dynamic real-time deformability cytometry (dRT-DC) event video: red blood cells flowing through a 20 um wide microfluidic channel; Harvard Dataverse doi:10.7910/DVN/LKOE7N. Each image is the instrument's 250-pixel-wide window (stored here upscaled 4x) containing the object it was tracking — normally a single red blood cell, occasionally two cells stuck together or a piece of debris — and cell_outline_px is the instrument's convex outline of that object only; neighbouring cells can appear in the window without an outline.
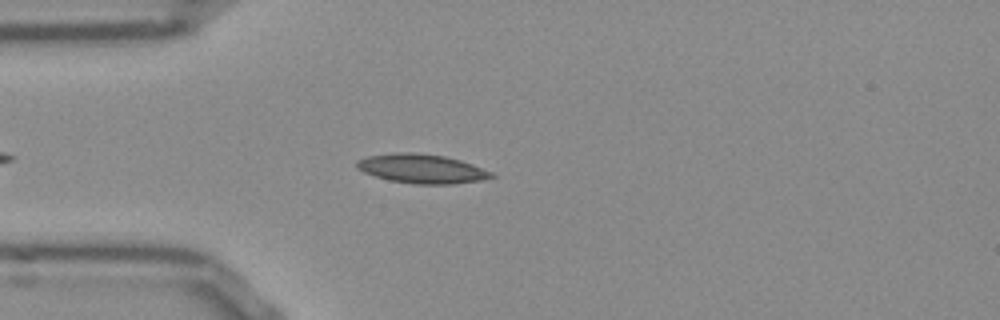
{"species": "Egyptian fruit bat (a non-hibernating species)", "species_latin": "Rousettus aegyptiacus", "temperature_condition": "room temperature", "stored_images_in_passage": 41, "camera_frame_rate_fps": 3000, "um_per_image_px": 0.085, "frame": {"image": 1, "passage_image": 7, "time_ms": 2.0, "image_size_px": [1000, 320], "cell_outline_px": [[496, 176], [480, 180], [452, 184], [416, 184], [388, 180], [364, 172], [356, 168], [356, 160], [368, 156], [396, 152], [416, 152], [444, 156], [460, 160], [472, 164], [492, 172]], "centroid_in_image_um": [35.83, 14.33], "position_along_channel_um": 49.2, "area_um2": 22.83}}
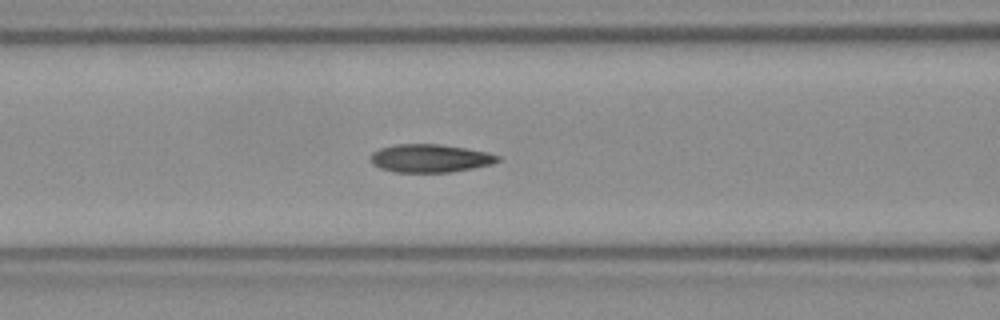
{"frame": {"image": 2, "passage_image": 14, "time_ms": 4.333, "image_size_px": [1000, 320], "cell_outline_px": [[500, 160], [492, 164], [472, 168], [448, 172], [396, 172], [380, 168], [372, 164], [372, 152], [380, 148], [396, 144], [440, 144], [488, 152], [500, 156]], "centroid_in_image_um": [36.56, 13.45], "position_along_channel_um": 130.0, "area_um2": 20.69}}
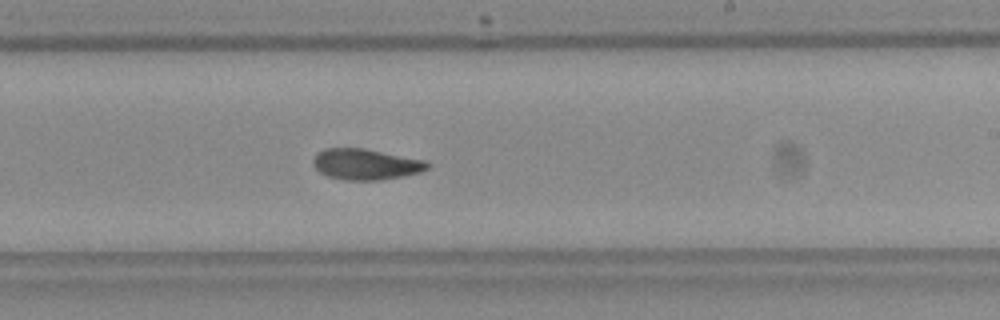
{"frame": {"image": 3, "passage_image": 24, "time_ms": 7.667, "image_size_px": [1000, 320], "cell_outline_px": [[432, 164], [428, 168], [420, 172], [404, 176], [380, 180], [344, 180], [328, 176], [320, 172], [312, 164], [312, 160], [324, 148], [364, 148], [428, 160]], "centroid_in_image_um": [31.14, 13.96], "position_along_channel_um": 257.9, "area_um2": 20.75}, "authors_computed_cell_mechanics": {"area_um2": 20.7502, "velocity_mm_per_s": 3.8457, "shape_relaxation_time_tau1_ms": 7.3958, "shape_relaxation_time_tau2_ms": 3.1943, "deformation_change_tau1": 0.1635, "deformation_change_tau2": 0.0789}}